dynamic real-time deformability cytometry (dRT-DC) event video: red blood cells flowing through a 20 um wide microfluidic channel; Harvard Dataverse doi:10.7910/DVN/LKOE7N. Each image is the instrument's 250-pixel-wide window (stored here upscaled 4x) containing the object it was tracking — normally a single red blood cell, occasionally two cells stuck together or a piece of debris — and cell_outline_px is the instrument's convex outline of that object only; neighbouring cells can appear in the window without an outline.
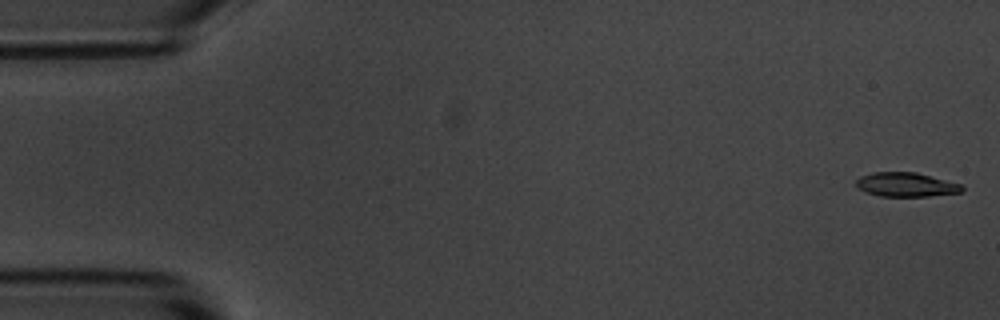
{"species": "common noctule bat (a hibernating species)", "species_latin": "Nyctalus noctula", "temperature_condition": "room temperature", "stored_images_in_passage": 5, "camera_frame_rate_fps": 3000, "um_per_image_px": 0.085, "animal": {"sex": "male", "body_mass_g": 20.1, "forearm_length_mm": 53.5}, "frame": {"image": 1, "passage_image": 1, "time_ms": 0.0, "image_size_px": [1000, 320], "cell_outline_px": [[964, 188], [960, 192], [928, 196], [880, 196], [864, 192], [856, 188], [856, 180], [860, 176], [872, 172], [916, 172], [964, 184]], "centroid_in_image_um": [77.0, 15.69], "position_along_channel_um": 8.0, "area_um2": 15.09}}
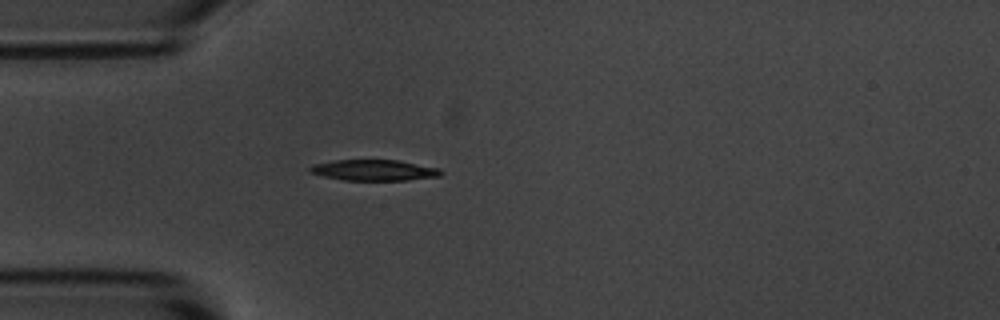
{"frame": {"image": 2, "passage_image": 5, "time_ms": 4.667, "image_size_px": [1000, 320], "cell_outline_px": [[444, 172], [440, 176], [408, 180], [344, 180], [324, 176], [308, 172], [308, 168], [312, 164], [336, 160], [400, 160], [440, 168]], "centroid_in_image_um": [31.81, 14.46], "position_along_channel_um": 53.2, "area_um2": 16.07}}